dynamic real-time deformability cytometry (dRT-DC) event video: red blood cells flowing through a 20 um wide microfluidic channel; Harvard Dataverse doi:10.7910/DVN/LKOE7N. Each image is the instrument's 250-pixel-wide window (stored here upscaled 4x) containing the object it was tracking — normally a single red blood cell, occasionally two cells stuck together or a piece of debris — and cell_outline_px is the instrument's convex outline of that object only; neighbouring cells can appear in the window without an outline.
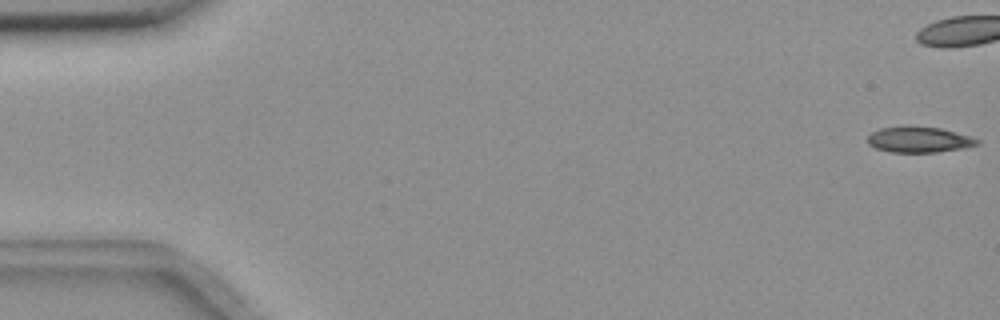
{"species": "common noctule bat (a hibernating species)", "species_latin": "Nyctalus noctula", "temperature_condition": "room temperature", "stored_images_in_passage": 13, "camera_frame_rate_fps": 3000, "um_per_image_px": 0.085, "animal": {"sex": "female", "body_mass_g": 18.4}, "frame": {"image": 1, "passage_image": 1, "time_ms": 0.0, "image_size_px": [1000, 320], "cell_outline_px": [[980, 144], [964, 148], [936, 152], [892, 152], [876, 148], [868, 144], [868, 136], [872, 132], [880, 128], [904, 124], [912, 124], [940, 128], [968, 136], [980, 140]], "centroid_in_image_um": [78.09, 11.83], "position_along_channel_um": 6.9, "area_um2": 16.76}}